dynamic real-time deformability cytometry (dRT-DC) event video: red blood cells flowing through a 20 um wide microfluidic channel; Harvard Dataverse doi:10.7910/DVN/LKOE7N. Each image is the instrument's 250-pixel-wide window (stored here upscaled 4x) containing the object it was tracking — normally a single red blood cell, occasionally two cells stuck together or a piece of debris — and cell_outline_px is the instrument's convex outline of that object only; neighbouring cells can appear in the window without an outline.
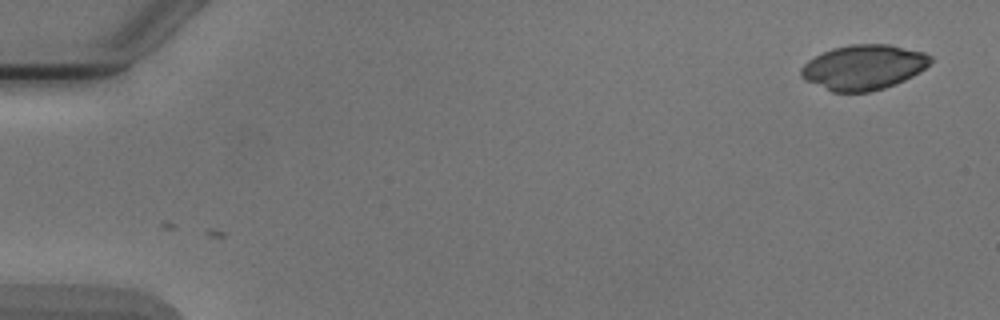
{"species": "Egyptian fruit bat (a non-hibernating species)", "species_latin": "Rousettus aegyptiacus", "temperature_condition": "cold", "stored_images_in_passage": 5, "camera_frame_rate_fps": 3000, "um_per_image_px": 0.085, "animal": {"sex": "male"}, "frame": {"image": 1, "passage_image": 1, "time_ms": 0.0, "image_size_px": [1000, 320], "cell_outline_px": [[932, 60], [920, 72], [896, 84], [884, 88], [868, 92], [832, 92], [804, 80], [800, 76], [800, 68], [808, 60], [832, 48], [852, 44], [888, 44], [924, 52], [932, 56]], "centroid_in_image_um": [73.39, 5.72], "position_along_channel_um": 11.6, "area_um2": 33.93}}